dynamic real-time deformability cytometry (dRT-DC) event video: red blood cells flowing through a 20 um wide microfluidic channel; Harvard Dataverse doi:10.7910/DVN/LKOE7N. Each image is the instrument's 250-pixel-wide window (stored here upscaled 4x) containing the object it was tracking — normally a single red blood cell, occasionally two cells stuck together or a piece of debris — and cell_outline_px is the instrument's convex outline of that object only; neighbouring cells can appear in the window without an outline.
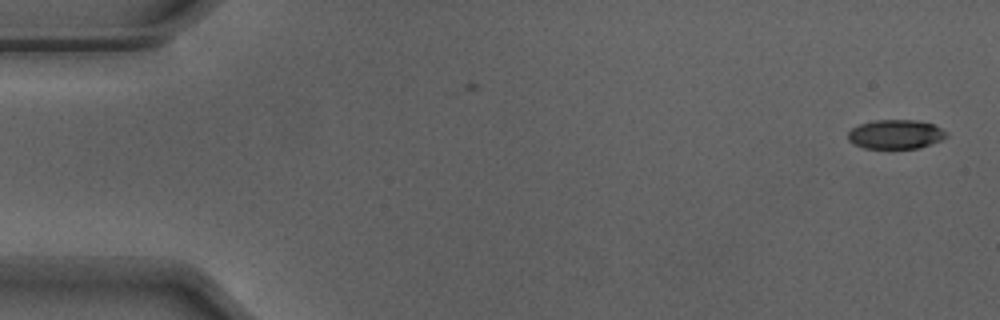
{"species": "Egyptian fruit bat (a non-hibernating species)", "species_latin": "Rousettus aegyptiacus", "temperature_condition": "warm", "stored_images_in_passage": 52, "camera_frame_rate_fps": 3000, "um_per_image_px": 0.085, "animal": {"sex": "male"}, "frame": {"image": 1, "passage_image": 1, "time_ms": 0.0, "image_size_px": [1000, 320], "cell_outline_px": [[948, 136], [940, 140], [920, 148], [864, 148], [848, 140], [848, 132], [852, 128], [860, 124], [872, 120], [916, 120], [932, 124], [948, 132]], "centroid_in_image_um": [76.13, 11.41], "position_along_channel_um": 8.9, "area_um2": 16.65}}
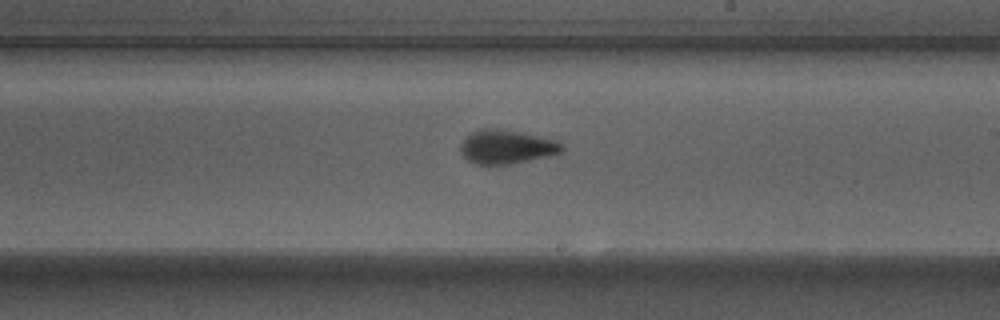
{"frame": {"image": 2, "passage_image": 30, "time_ms": 9.667, "image_size_px": [1000, 320], "cell_outline_px": [[564, 148], [560, 152], [548, 156], [508, 164], [476, 164], [468, 160], [460, 152], [460, 144], [472, 132], [480, 128], [496, 128], [524, 132], [556, 140], [564, 144]], "centroid_in_image_um": [43.06, 12.46], "position_along_channel_um": 245.9, "area_um2": 20.0}}
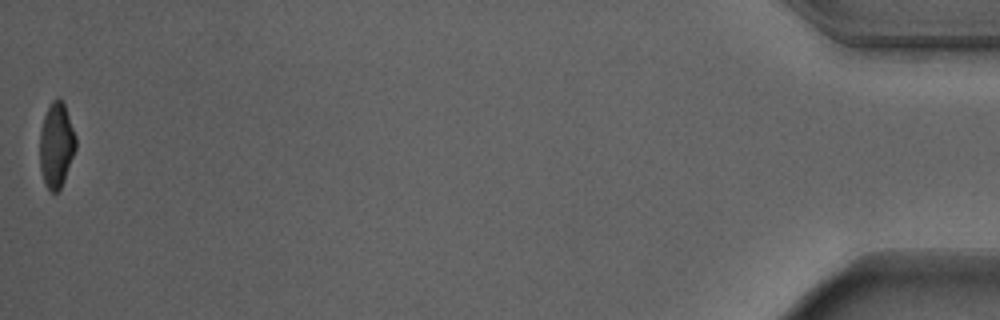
{"frame": {"image": 3, "passage_image": 52, "time_ms": 17.0, "image_size_px": [1000, 320], "cell_outline_px": [[76, 148], [64, 180], [60, 188], [56, 192], [52, 192], [44, 184], [40, 168], [40, 132], [44, 116], [52, 100], [60, 96], [64, 104], [76, 136]], "centroid_in_image_um": [4.79, 12.32], "position_along_channel_um": 430.4, "area_um2": 17.74}, "authors_computed_cell_mechanics": {"area_um2": 18.9006, "velocity_mm_per_s": 3.9048, "shape_relaxation_time_tau1_ms": 3.0493, "shape_relaxation_time_tau2_ms": 0.988, "deformation_change_tau1": 0.1808, "deformation_change_tau2": 0.0734}}